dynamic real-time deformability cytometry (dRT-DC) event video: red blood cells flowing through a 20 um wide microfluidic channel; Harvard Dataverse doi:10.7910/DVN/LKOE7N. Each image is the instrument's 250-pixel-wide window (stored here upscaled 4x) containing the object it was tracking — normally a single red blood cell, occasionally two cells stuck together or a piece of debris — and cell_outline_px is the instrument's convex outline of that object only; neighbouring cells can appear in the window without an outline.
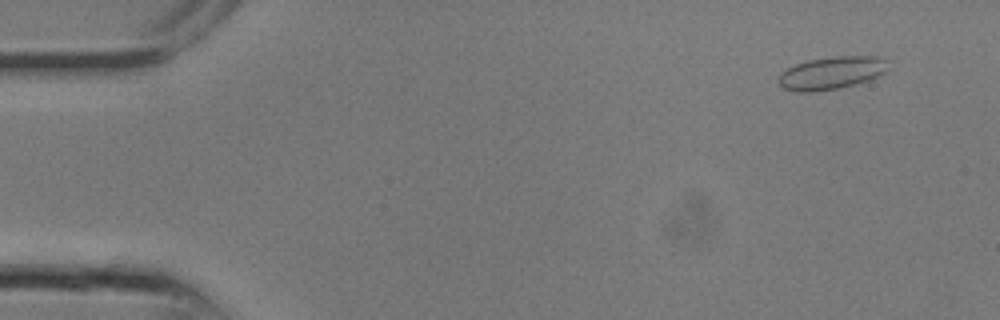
{"species": "common noctule bat (a hibernating species)", "species_latin": "Nyctalus noctula", "temperature_condition": "room temperature", "stored_images_in_passage": 6, "camera_frame_rate_fps": 3000, "um_per_image_px": 0.085, "animal": {"sex": "male", "body_mass_g": 13.3}, "frame": {"image": 1, "passage_image": 2, "time_ms": 0.333, "image_size_px": [1000, 320], "cell_outline_px": [[888, 72], [868, 80], [856, 84], [840, 88], [812, 92], [796, 92], [784, 88], [776, 80], [780, 72], [796, 64], [808, 60], [836, 56], [880, 56], [884, 60], [888, 68]], "centroid_in_image_um": [70.66, 6.21], "position_along_channel_um": 14.3, "area_um2": 21.04}}